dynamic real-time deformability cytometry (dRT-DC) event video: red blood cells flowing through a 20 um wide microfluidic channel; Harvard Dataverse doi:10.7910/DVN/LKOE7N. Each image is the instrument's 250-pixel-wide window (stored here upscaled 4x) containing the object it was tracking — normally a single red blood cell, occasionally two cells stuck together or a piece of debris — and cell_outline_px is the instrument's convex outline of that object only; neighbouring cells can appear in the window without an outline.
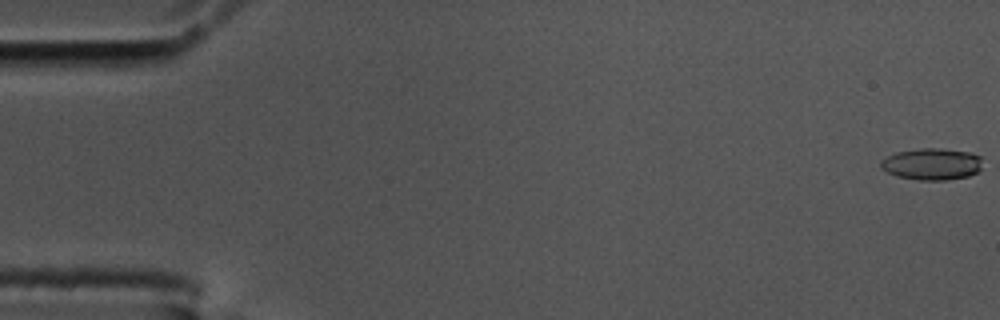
{"species": "common noctule bat (a hibernating species)", "species_latin": "Nyctalus noctula", "temperature_condition": "cold", "stored_images_in_passage": 53, "camera_frame_rate_fps": 3000, "um_per_image_px": 0.085, "animal": {"sex": "male", "body_mass_g": 17.5, "forearm_length_mm": 52.3}, "frame": {"image": 1, "passage_image": 1, "time_ms": 0.0, "image_size_px": [1000, 320], "cell_outline_px": [[980, 168], [976, 172], [968, 176], [944, 180], [920, 180], [896, 176], [880, 168], [880, 160], [896, 152], [920, 148], [940, 148], [972, 152], [980, 156]], "centroid_in_image_um": [79.18, 13.93], "position_along_channel_um": 5.8, "area_um2": 18.79}}
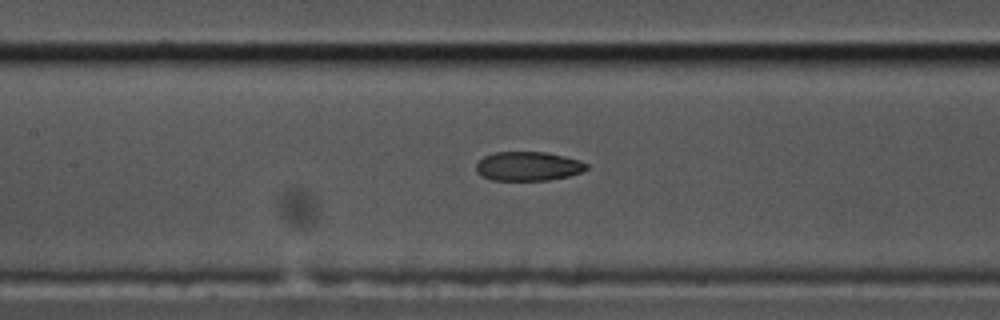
{"frame": {"image": 2, "passage_image": 26, "time_ms": 8.333, "image_size_px": [1000, 320], "cell_outline_px": [[588, 168], [580, 172], [568, 176], [548, 180], [492, 180], [480, 176], [476, 172], [476, 164], [484, 156], [496, 152], [548, 152], [580, 160], [588, 164]], "centroid_in_image_um": [44.88, 14.13], "position_along_channel_um": 162.5, "area_um2": 18.79}}
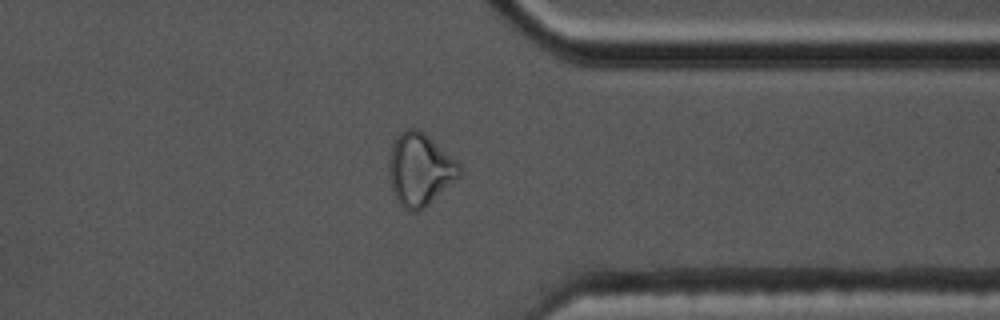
{"frame": {"image": 3, "passage_image": 44, "time_ms": 14.333, "image_size_px": [1000, 320], "cell_outline_px": [[464, 172], [456, 180], [424, 208], [416, 212], [408, 212], [400, 204], [392, 188], [388, 176], [388, 160], [396, 136], [404, 128], [416, 128], [424, 132], [456, 160], [460, 164]], "centroid_in_image_um": [35.69, 14.4], "position_along_channel_um": 375.7, "area_um2": 29.94}}